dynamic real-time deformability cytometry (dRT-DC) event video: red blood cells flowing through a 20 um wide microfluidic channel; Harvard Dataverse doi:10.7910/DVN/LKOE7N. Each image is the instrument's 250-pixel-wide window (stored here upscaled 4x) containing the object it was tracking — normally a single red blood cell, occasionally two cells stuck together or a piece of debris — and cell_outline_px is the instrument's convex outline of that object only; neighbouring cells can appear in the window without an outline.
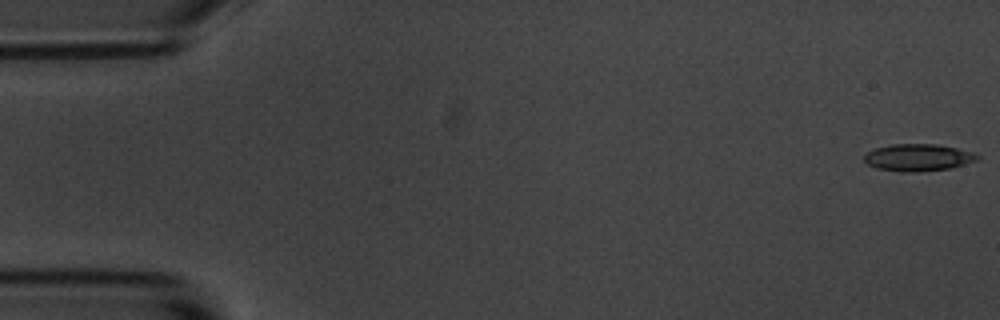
{"species": "common noctule bat (a hibernating species)", "species_latin": "Nyctalus noctula", "temperature_condition": "room temperature", "stored_images_in_passage": 55, "camera_frame_rate_fps": 3000, "um_per_image_px": 0.085, "animal": {"sex": "male", "body_mass_g": 20.1, "forearm_length_mm": 53.5}, "frame": {"image": 1, "passage_image": 1, "time_ms": 0.0, "image_size_px": [1000, 320], "cell_outline_px": [[980, 156], [976, 160], [952, 168], [916, 172], [904, 172], [876, 168], [868, 164], [864, 160], [864, 156], [868, 152], [876, 148], [892, 144], [936, 144], [976, 152]], "centroid_in_image_um": [78.06, 13.39], "position_along_channel_um": 6.9, "area_um2": 17.8}}
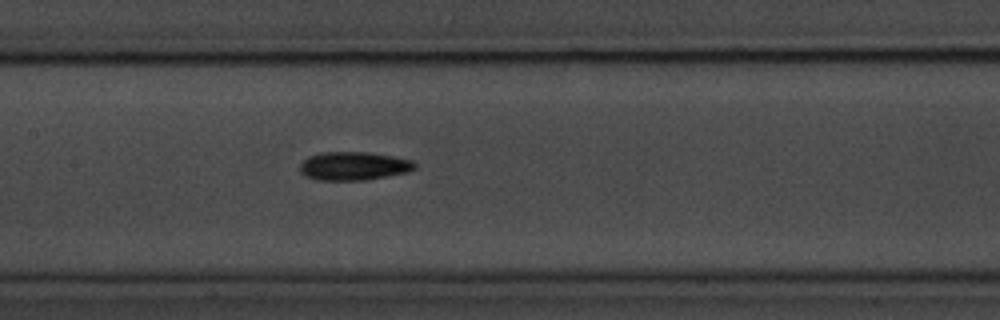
{"frame": {"image": 2, "passage_image": 26, "time_ms": 8.333, "image_size_px": [1000, 320], "cell_outline_px": [[416, 168], [408, 172], [364, 180], [316, 180], [304, 176], [300, 172], [300, 164], [308, 156], [320, 152], [368, 152], [392, 156], [412, 160], [416, 164]], "centroid_in_image_um": [30.03, 14.11], "position_along_channel_um": 177.4, "area_um2": 19.13}}
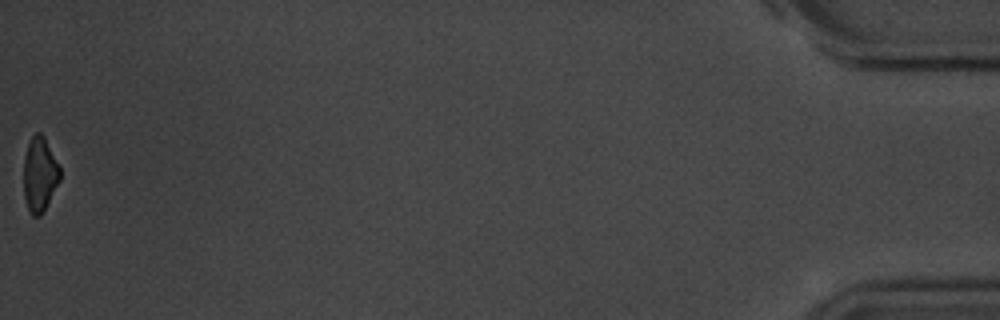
{"frame": {"image": 3, "passage_image": 55, "time_ms": 18.0, "image_size_px": [1000, 320], "cell_outline_px": [[60, 180], [44, 212], [40, 216], [32, 216], [28, 208], [24, 196], [24, 156], [28, 144], [32, 136], [36, 132], [40, 132], [44, 136], [60, 168]], "centroid_in_image_um": [3.37, 14.84], "position_along_channel_um": 431.8, "area_um2": 15.78}, "authors_computed_cell_mechanics": {"area_um2": 17.8024, "velocity_mm_per_s": 3.6707, "shape_relaxation_time_tau1_ms": 2.9408, "shape_relaxation_time_tau2_ms": 6.2426, "deformation_change_tau1": 0.1206, "deformation_change_tau2": 0.1317}}